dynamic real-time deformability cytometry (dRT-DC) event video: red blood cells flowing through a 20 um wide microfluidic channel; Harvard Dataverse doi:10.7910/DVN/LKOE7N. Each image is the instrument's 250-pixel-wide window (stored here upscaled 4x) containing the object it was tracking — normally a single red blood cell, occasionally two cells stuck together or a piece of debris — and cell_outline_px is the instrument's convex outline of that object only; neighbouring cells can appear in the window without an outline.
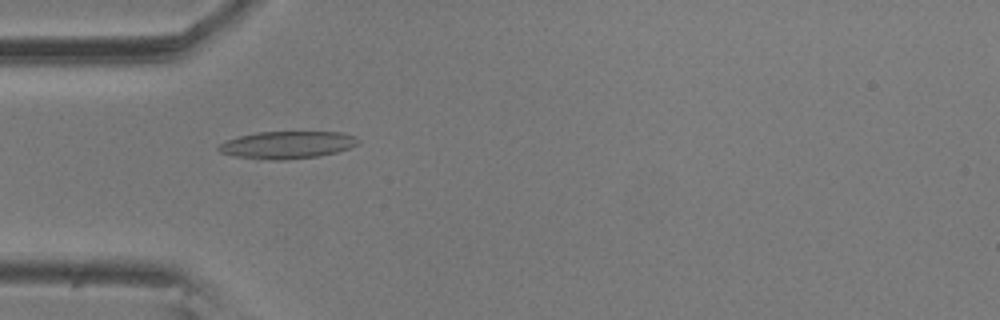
{"species": "common noctule bat (a hibernating species)", "species_latin": "Nyctalus noctula", "temperature_condition": "room temperature", "stored_images_in_passage": 57, "camera_frame_rate_fps": 3000, "um_per_image_px": 0.085, "animal": {"sex": "male", "body_mass_g": 20.5, "forearm_length_mm": 52.5}, "frame": {"image": 1, "passage_image": 17, "time_ms": 5.333, "image_size_px": [1000, 320], "cell_outline_px": [[360, 144], [336, 152], [320, 156], [284, 160], [272, 160], [236, 156], [220, 152], [216, 148], [220, 144], [228, 140], [240, 136], [256, 132], [344, 132], [360, 140]], "centroid_in_image_um": [24.44, 12.31], "position_along_channel_um": 60.6, "area_um2": 22.14}}
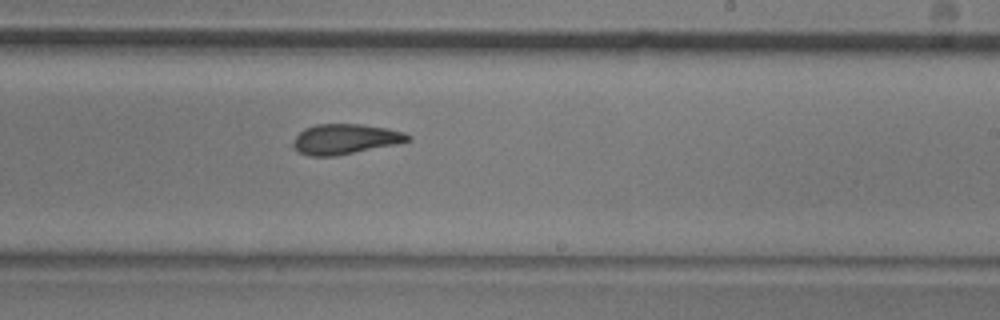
{"frame": {"image": 2, "passage_image": 34, "time_ms": 11.0, "image_size_px": [1000, 320], "cell_outline_px": [[412, 140], [396, 144], [336, 156], [308, 156], [300, 152], [292, 144], [296, 136], [304, 128], [316, 124], [360, 124], [388, 128], [404, 132], [412, 136]], "centroid_in_image_um": [29.37, 11.82], "position_along_channel_um": 259.6, "area_um2": 20.17}}
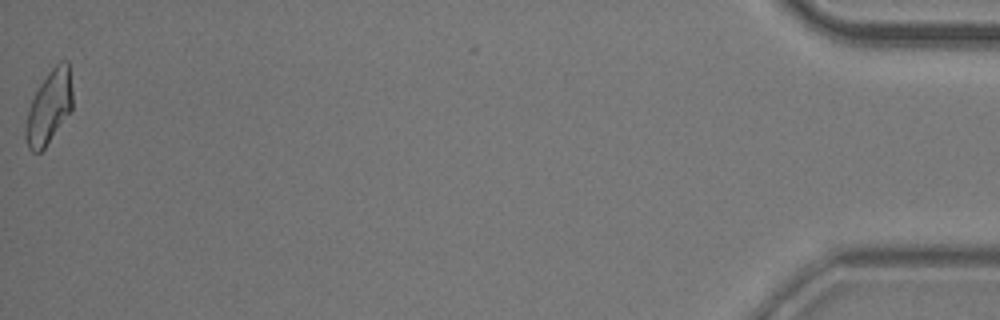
{"frame": {"image": 3, "passage_image": 57, "time_ms": 18.667, "image_size_px": [1000, 320], "cell_outline_px": [[72, 108], [44, 148], [40, 152], [32, 152], [28, 148], [24, 140], [24, 128], [28, 112], [32, 100], [40, 84], [48, 72], [60, 60], [68, 60], [72, 92]], "centroid_in_image_um": [4.15, 9.11], "position_along_channel_um": 431.0, "area_um2": 19.77}, "authors_computed_cell_mechanics": {"area_um2": 20.5768, "velocity_mm_per_s": 3.5261, "shape_relaxation_time_tau1_ms": 4.7147, "shape_relaxation_time_tau2_ms": 2.1105, "deformation_change_tau1": 0.1457, "deformation_change_tau2": 0.0974}}